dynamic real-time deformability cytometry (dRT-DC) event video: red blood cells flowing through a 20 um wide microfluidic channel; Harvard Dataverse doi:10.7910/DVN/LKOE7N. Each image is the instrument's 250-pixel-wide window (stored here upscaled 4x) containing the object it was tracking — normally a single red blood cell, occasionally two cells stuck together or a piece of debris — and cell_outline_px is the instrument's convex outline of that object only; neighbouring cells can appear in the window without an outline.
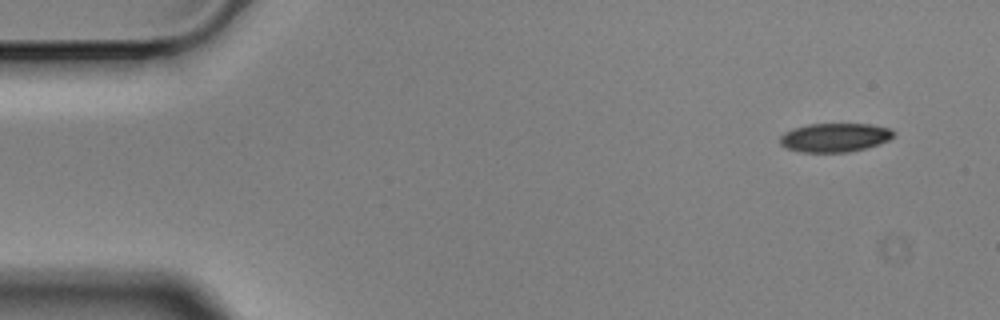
{"species": "Egyptian fruit bat (a non-hibernating species)", "species_latin": "Rousettus aegyptiacus", "temperature_condition": "cold", "stored_images_in_passage": 8, "camera_frame_rate_fps": 3000, "um_per_image_px": 0.085, "animal": {"sex": "male"}, "frame": {"image": 1, "passage_image": 1, "time_ms": 0.0, "image_size_px": [1000, 320], "cell_outline_px": [[896, 132], [888, 140], [864, 148], [848, 152], [800, 152], [788, 148], [780, 144], [780, 136], [784, 132], [792, 128], [808, 124], [872, 124], [892, 128]], "centroid_in_image_um": [70.94, 11.67], "position_along_channel_um": 14.1, "area_um2": 19.07}}
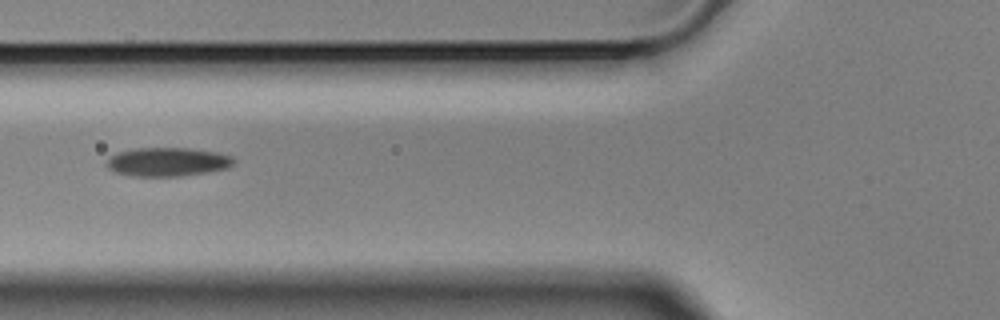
{"frame": {"image": 2, "passage_image": 5, "time_ms": 1.333, "image_size_px": [1000, 320], "cell_outline_px": [[236, 160], [228, 168], [180, 176], [132, 176], [116, 172], [108, 168], [104, 164], [116, 152], [132, 148], [188, 148], [216, 152], [232, 156]], "centroid_in_image_um": [14.22, 13.75], "position_along_channel_um": 111.6, "area_um2": 21.27}}
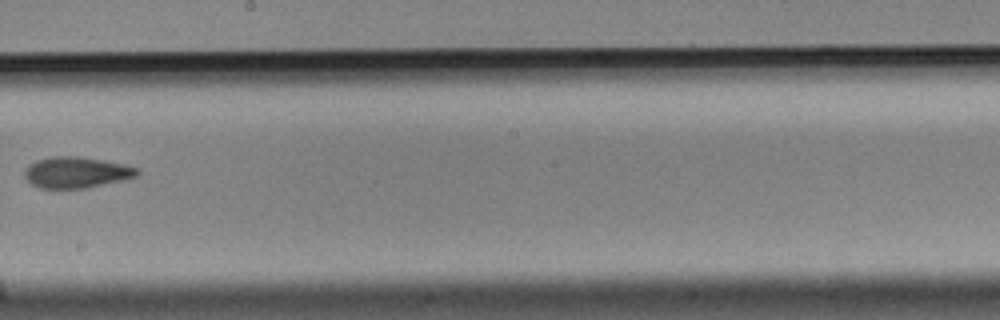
{"frame": {"image": 3, "passage_image": 8, "time_ms": 2.333, "image_size_px": [1000, 320], "cell_outline_px": [[140, 172], [136, 176], [128, 180], [88, 188], [40, 188], [32, 184], [24, 176], [24, 172], [28, 164], [36, 160], [52, 156], [76, 156], [104, 160], [124, 164], [140, 168]], "centroid_in_image_um": [6.54, 14.66], "position_along_channel_um": 241.7, "area_um2": 20.75}}